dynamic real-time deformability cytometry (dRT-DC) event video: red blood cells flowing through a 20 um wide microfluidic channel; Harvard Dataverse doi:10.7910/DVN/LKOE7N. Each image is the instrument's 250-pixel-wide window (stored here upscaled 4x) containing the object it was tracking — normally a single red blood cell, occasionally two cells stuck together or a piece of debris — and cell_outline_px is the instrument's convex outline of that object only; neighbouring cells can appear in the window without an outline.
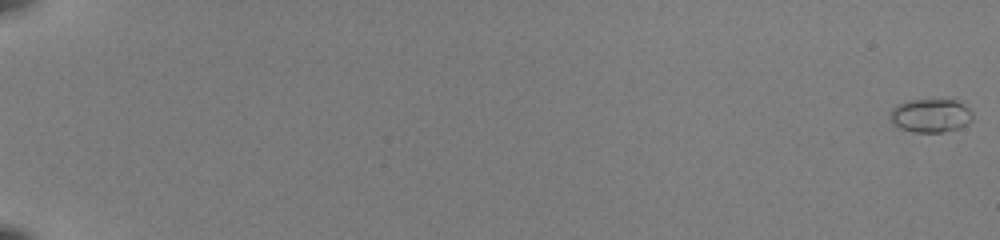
{"species": "common noctule bat (a hibernating species)", "species_latin": "Nyctalus noctula", "temperature_condition": "room temperature", "stored_images_in_passage": 55, "camera_frame_rate_fps": 3000, "um_per_image_px": 0.085, "animal": {"sex": "female", "body_mass_g": 22.0, "forearm_length_mm": 56.7}, "frame": {"image": 1, "passage_image": 1, "time_ms": 0.0, "image_size_px": [1000, 240], "cell_outline_px": [[972, 120], [968, 124], [956, 128], [940, 132], [912, 132], [900, 128], [892, 124], [888, 120], [888, 116], [892, 108], [896, 104], [908, 100], [956, 100], [964, 104], [972, 112]], "centroid_in_image_um": [79.04, 9.82], "position_along_channel_um": 6.0, "area_um2": 16.3}}
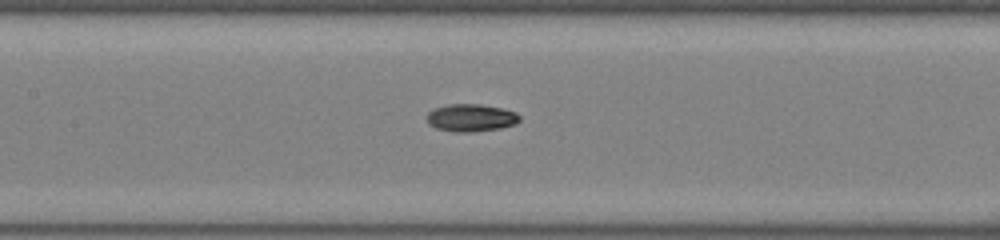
{"frame": {"image": 2, "passage_image": 30, "time_ms": 9.667, "image_size_px": [1000, 240], "cell_outline_px": [[520, 120], [516, 124], [500, 128], [472, 132], [452, 132], [436, 128], [428, 124], [428, 112], [432, 108], [448, 104], [480, 104], [504, 108], [516, 112], [520, 116]], "centroid_in_image_um": [40.04, 10.0], "position_along_channel_um": 167.4, "area_um2": 15.09}}
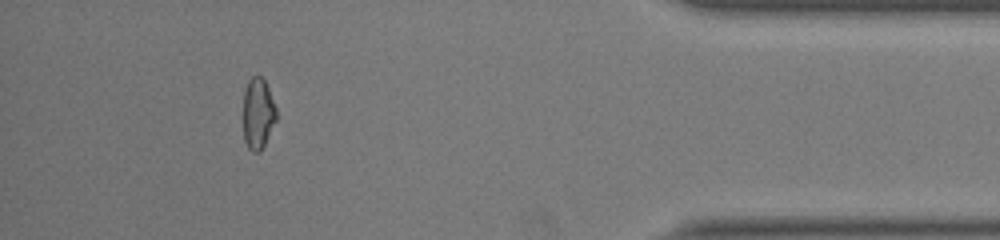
{"frame": {"image": 3, "passage_image": 51, "time_ms": 16.667, "image_size_px": [1000, 240], "cell_outline_px": [[280, 116], [260, 152], [252, 152], [248, 148], [244, 140], [244, 88], [248, 80], [252, 76], [260, 76], [264, 80], [268, 88]], "centroid_in_image_um": [21.96, 9.66], "position_along_channel_um": 413.2, "area_um2": 14.05}, "authors_computed_cell_mechanics": {"area_um2": 14.5078, "velocity_mm_per_s": 4.0297, "shape_relaxation_time_tau1_ms": 5.4978, "shape_relaxation_time_tau2_ms": 3.272, "deformation_change_tau1": 0.1843, "deformation_change_tau2": 0.0578}}